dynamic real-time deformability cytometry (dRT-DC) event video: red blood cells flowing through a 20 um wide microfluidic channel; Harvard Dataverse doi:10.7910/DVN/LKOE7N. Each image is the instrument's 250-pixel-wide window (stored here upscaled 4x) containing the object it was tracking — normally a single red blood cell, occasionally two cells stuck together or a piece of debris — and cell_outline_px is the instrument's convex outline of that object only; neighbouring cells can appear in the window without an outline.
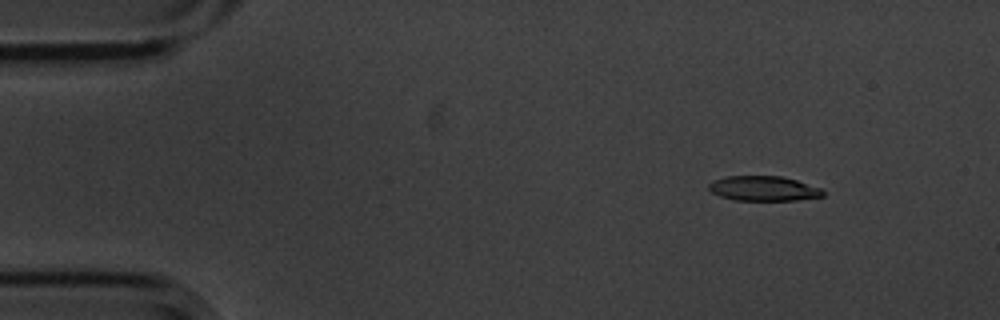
{"species": "common noctule bat (a hibernating species)", "species_latin": "Nyctalus noctula", "temperature_condition": "cold", "stored_images_in_passage": 5, "camera_frame_rate_fps": 3000, "um_per_image_px": 0.085, "animal": {"sex": "male", "body_mass_g": 20.1, "forearm_length_mm": 53.5}, "frame": {"image": 1, "passage_image": 2, "time_ms": 0.333, "image_size_px": [1000, 320], "cell_outline_px": [[824, 196], [796, 200], [736, 200], [720, 196], [712, 192], [708, 188], [708, 184], [712, 180], [728, 176], [780, 176], [796, 180], [820, 188], [824, 192]], "centroid_in_image_um": [64.88, 16.02], "position_along_channel_um": 20.1, "area_um2": 16.42}}
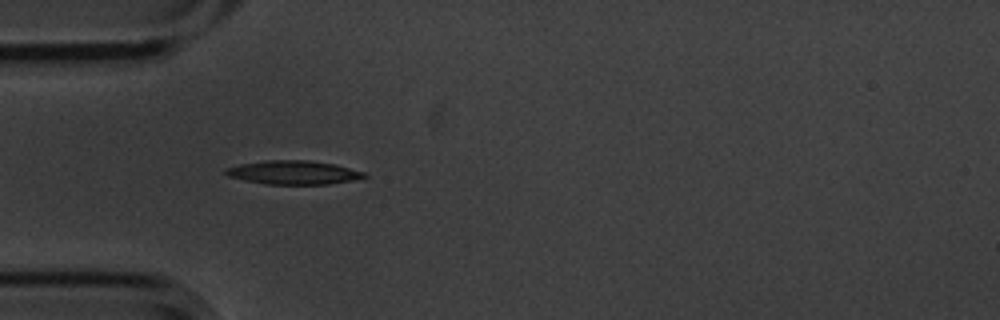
{"frame": {"image": 2, "passage_image": 4, "time_ms": 1.0, "image_size_px": [1000, 320], "cell_outline_px": [[368, 176], [352, 180], [328, 184], [264, 184], [244, 180], [228, 176], [220, 172], [224, 168], [240, 164], [264, 160], [308, 160], [336, 164], [364, 172]], "centroid_in_image_um": [24.87, 14.65], "position_along_channel_um": 60.1, "area_um2": 19.31}}
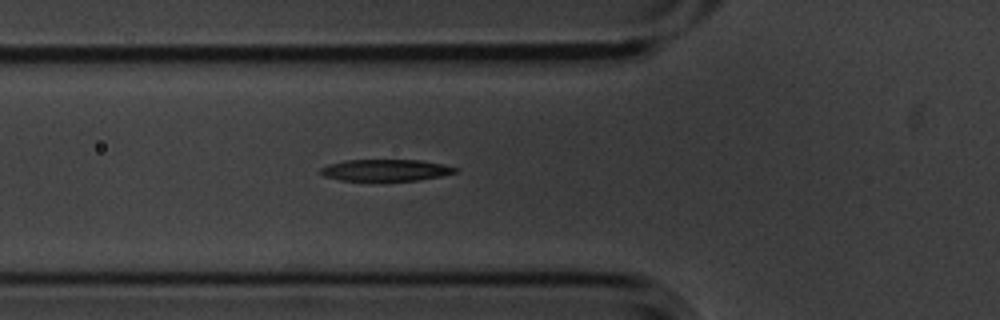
{"frame": {"image": 3, "passage_image": 5, "time_ms": 1.333, "image_size_px": [1000, 320], "cell_outline_px": [[460, 168], [456, 172], [440, 176], [416, 180], [340, 180], [324, 176], [320, 172], [320, 168], [328, 164], [344, 160], [420, 160], [444, 164]], "centroid_in_image_um": [32.78, 14.45], "position_along_channel_um": 93.0, "area_um2": 16.88}}